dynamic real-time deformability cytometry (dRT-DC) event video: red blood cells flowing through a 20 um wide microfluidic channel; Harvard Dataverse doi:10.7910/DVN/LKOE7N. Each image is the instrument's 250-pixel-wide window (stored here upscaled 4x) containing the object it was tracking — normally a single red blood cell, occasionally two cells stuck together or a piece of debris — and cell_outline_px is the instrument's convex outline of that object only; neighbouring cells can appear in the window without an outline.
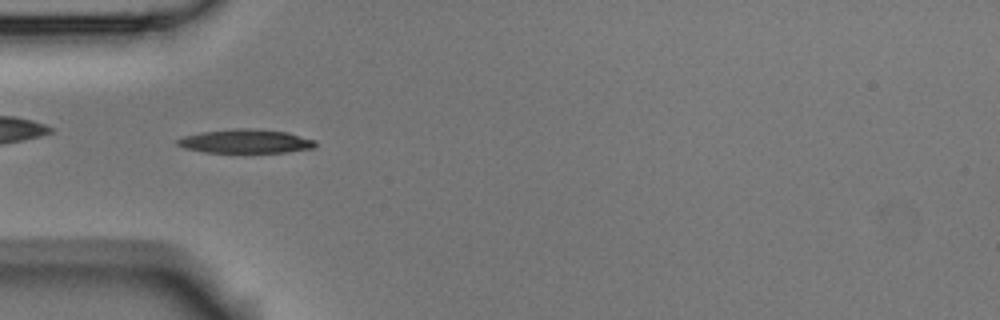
{"species": "Egyptian fruit bat (a non-hibernating species)", "species_latin": "Rousettus aegyptiacus", "temperature_condition": "room temperature", "stored_images_in_passage": 36, "camera_frame_rate_fps": 3000, "um_per_image_px": 0.085, "animal": {"sex": "male"}, "frame": {"image": 1, "passage_image": 5, "time_ms": 1.333, "image_size_px": [1000, 320], "cell_outline_px": [[316, 148], [288, 152], [204, 152], [184, 148], [176, 144], [176, 140], [184, 136], [200, 132], [236, 128], [288, 132], [316, 140]], "centroid_in_image_um": [20.89, 12.01], "position_along_channel_um": 64.1, "area_um2": 19.07}}
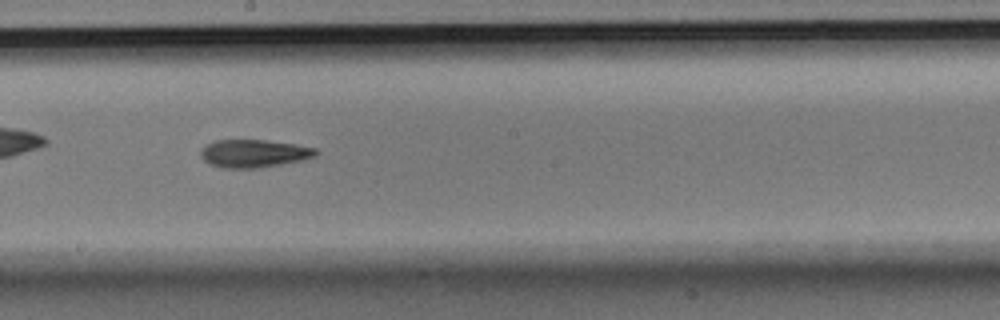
{"frame": {"image": 2, "passage_image": 18, "time_ms": 5.667, "image_size_px": [1000, 320], "cell_outline_px": [[320, 152], [316, 156], [304, 160], [256, 168], [224, 168], [208, 164], [200, 156], [200, 148], [204, 144], [216, 140], [264, 140], [296, 144], [316, 148]], "centroid_in_image_um": [21.57, 13.04], "position_along_channel_um": 226.6, "area_um2": 18.96}}
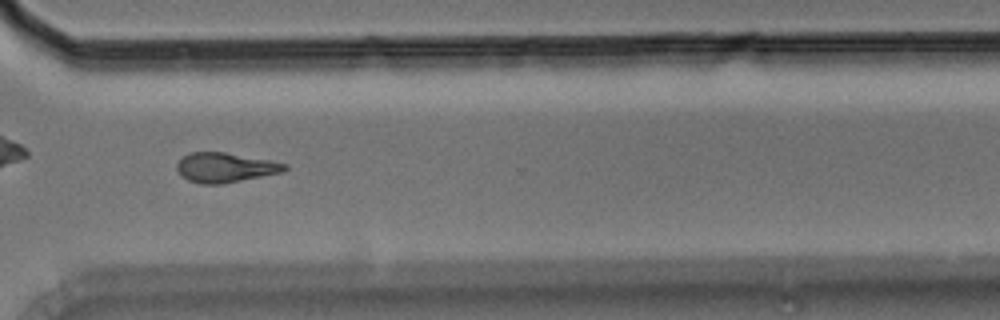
{"frame": {"image": 3, "passage_image": 28, "time_ms": 9.0, "image_size_px": [1000, 320], "cell_outline_px": [[288, 168], [284, 172], [220, 184], [200, 184], [188, 180], [176, 168], [176, 164], [188, 152], [224, 152], [268, 160], [288, 164]], "centroid_in_image_um": [19.15, 14.24], "position_along_channel_um": 351.4, "area_um2": 18.44}, "authors_computed_cell_mechanics": {"area_um2": 18.7272, "velocity_mm_per_s": 3.7486, "shape_relaxation_time_tau1_ms": 3.9124, "shape_relaxation_time_tau2_ms": 3.7984, "deformation_change_tau1": 0.1427, "deformation_change_tau2": 0.1223}}